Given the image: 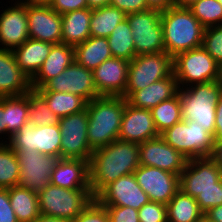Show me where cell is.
<instances>
[{"label":"cell","mask_w":222,"mask_h":222,"mask_svg":"<svg viewBox=\"0 0 222 222\" xmlns=\"http://www.w3.org/2000/svg\"><path fill=\"white\" fill-rule=\"evenodd\" d=\"M140 166L139 144L116 139L92 152L89 161L90 187L95 198L119 177L133 174Z\"/></svg>","instance_id":"obj_1"},{"label":"cell","mask_w":222,"mask_h":222,"mask_svg":"<svg viewBox=\"0 0 222 222\" xmlns=\"http://www.w3.org/2000/svg\"><path fill=\"white\" fill-rule=\"evenodd\" d=\"M126 99L120 96H99L87 102V139L94 151L118 139Z\"/></svg>","instance_id":"obj_2"},{"label":"cell","mask_w":222,"mask_h":222,"mask_svg":"<svg viewBox=\"0 0 222 222\" xmlns=\"http://www.w3.org/2000/svg\"><path fill=\"white\" fill-rule=\"evenodd\" d=\"M165 51L172 58L202 46L205 27L188 8L170 7L161 11Z\"/></svg>","instance_id":"obj_3"},{"label":"cell","mask_w":222,"mask_h":222,"mask_svg":"<svg viewBox=\"0 0 222 222\" xmlns=\"http://www.w3.org/2000/svg\"><path fill=\"white\" fill-rule=\"evenodd\" d=\"M183 121H195L214 136L216 104L222 92L216 81L193 84L178 90Z\"/></svg>","instance_id":"obj_4"},{"label":"cell","mask_w":222,"mask_h":222,"mask_svg":"<svg viewBox=\"0 0 222 222\" xmlns=\"http://www.w3.org/2000/svg\"><path fill=\"white\" fill-rule=\"evenodd\" d=\"M93 198L91 189H66L49 184L38 193L39 212L72 222Z\"/></svg>","instance_id":"obj_5"},{"label":"cell","mask_w":222,"mask_h":222,"mask_svg":"<svg viewBox=\"0 0 222 222\" xmlns=\"http://www.w3.org/2000/svg\"><path fill=\"white\" fill-rule=\"evenodd\" d=\"M164 141L187 159L210 157L214 137L195 121H180L160 134Z\"/></svg>","instance_id":"obj_6"},{"label":"cell","mask_w":222,"mask_h":222,"mask_svg":"<svg viewBox=\"0 0 222 222\" xmlns=\"http://www.w3.org/2000/svg\"><path fill=\"white\" fill-rule=\"evenodd\" d=\"M218 63L201 46L177 54L173 58V73L179 88L216 81Z\"/></svg>","instance_id":"obj_7"},{"label":"cell","mask_w":222,"mask_h":222,"mask_svg":"<svg viewBox=\"0 0 222 222\" xmlns=\"http://www.w3.org/2000/svg\"><path fill=\"white\" fill-rule=\"evenodd\" d=\"M172 73L173 58L166 52L135 56L130 61L124 98L134 91L169 77Z\"/></svg>","instance_id":"obj_8"},{"label":"cell","mask_w":222,"mask_h":222,"mask_svg":"<svg viewBox=\"0 0 222 222\" xmlns=\"http://www.w3.org/2000/svg\"><path fill=\"white\" fill-rule=\"evenodd\" d=\"M126 19L132 30L136 56L166 52L161 11L149 9L144 12L130 13L126 15Z\"/></svg>","instance_id":"obj_9"},{"label":"cell","mask_w":222,"mask_h":222,"mask_svg":"<svg viewBox=\"0 0 222 222\" xmlns=\"http://www.w3.org/2000/svg\"><path fill=\"white\" fill-rule=\"evenodd\" d=\"M19 162L18 186L39 193L51 184V173L60 159L36 150L13 149Z\"/></svg>","instance_id":"obj_10"},{"label":"cell","mask_w":222,"mask_h":222,"mask_svg":"<svg viewBox=\"0 0 222 222\" xmlns=\"http://www.w3.org/2000/svg\"><path fill=\"white\" fill-rule=\"evenodd\" d=\"M61 138L59 124L35 126L28 121L10 138L8 145L12 149L36 150L61 158Z\"/></svg>","instance_id":"obj_11"},{"label":"cell","mask_w":222,"mask_h":222,"mask_svg":"<svg viewBox=\"0 0 222 222\" xmlns=\"http://www.w3.org/2000/svg\"><path fill=\"white\" fill-rule=\"evenodd\" d=\"M61 158L90 161L93 150L87 139L88 111L87 109L60 118Z\"/></svg>","instance_id":"obj_12"},{"label":"cell","mask_w":222,"mask_h":222,"mask_svg":"<svg viewBox=\"0 0 222 222\" xmlns=\"http://www.w3.org/2000/svg\"><path fill=\"white\" fill-rule=\"evenodd\" d=\"M222 179V171L210 157L188 159L179 175L180 190L193 198L208 189H214Z\"/></svg>","instance_id":"obj_13"},{"label":"cell","mask_w":222,"mask_h":222,"mask_svg":"<svg viewBox=\"0 0 222 222\" xmlns=\"http://www.w3.org/2000/svg\"><path fill=\"white\" fill-rule=\"evenodd\" d=\"M35 91L69 92L81 96L87 102L100 96L96 89L93 72L75 61Z\"/></svg>","instance_id":"obj_14"},{"label":"cell","mask_w":222,"mask_h":222,"mask_svg":"<svg viewBox=\"0 0 222 222\" xmlns=\"http://www.w3.org/2000/svg\"><path fill=\"white\" fill-rule=\"evenodd\" d=\"M133 174L150 201L167 205L180 190L179 175L160 168L140 165Z\"/></svg>","instance_id":"obj_15"},{"label":"cell","mask_w":222,"mask_h":222,"mask_svg":"<svg viewBox=\"0 0 222 222\" xmlns=\"http://www.w3.org/2000/svg\"><path fill=\"white\" fill-rule=\"evenodd\" d=\"M187 162V157L168 145L160 135L139 144L140 165L180 175Z\"/></svg>","instance_id":"obj_16"},{"label":"cell","mask_w":222,"mask_h":222,"mask_svg":"<svg viewBox=\"0 0 222 222\" xmlns=\"http://www.w3.org/2000/svg\"><path fill=\"white\" fill-rule=\"evenodd\" d=\"M95 198L104 206H128L136 210L150 201L149 196L137 183L134 174L119 177L107 185Z\"/></svg>","instance_id":"obj_17"},{"label":"cell","mask_w":222,"mask_h":222,"mask_svg":"<svg viewBox=\"0 0 222 222\" xmlns=\"http://www.w3.org/2000/svg\"><path fill=\"white\" fill-rule=\"evenodd\" d=\"M29 38L51 44L62 43V17L49 5L26 3Z\"/></svg>","instance_id":"obj_18"},{"label":"cell","mask_w":222,"mask_h":222,"mask_svg":"<svg viewBox=\"0 0 222 222\" xmlns=\"http://www.w3.org/2000/svg\"><path fill=\"white\" fill-rule=\"evenodd\" d=\"M14 3L0 12L1 49L13 50L29 38L26 3L21 0Z\"/></svg>","instance_id":"obj_19"},{"label":"cell","mask_w":222,"mask_h":222,"mask_svg":"<svg viewBox=\"0 0 222 222\" xmlns=\"http://www.w3.org/2000/svg\"><path fill=\"white\" fill-rule=\"evenodd\" d=\"M130 62L111 57L94 69L93 77L100 96L124 97Z\"/></svg>","instance_id":"obj_20"},{"label":"cell","mask_w":222,"mask_h":222,"mask_svg":"<svg viewBox=\"0 0 222 222\" xmlns=\"http://www.w3.org/2000/svg\"><path fill=\"white\" fill-rule=\"evenodd\" d=\"M157 136L151 111L133 107L126 101L118 139L140 144Z\"/></svg>","instance_id":"obj_21"},{"label":"cell","mask_w":222,"mask_h":222,"mask_svg":"<svg viewBox=\"0 0 222 222\" xmlns=\"http://www.w3.org/2000/svg\"><path fill=\"white\" fill-rule=\"evenodd\" d=\"M31 90V79L19 68L12 50L0 48V97L24 95Z\"/></svg>","instance_id":"obj_22"},{"label":"cell","mask_w":222,"mask_h":222,"mask_svg":"<svg viewBox=\"0 0 222 222\" xmlns=\"http://www.w3.org/2000/svg\"><path fill=\"white\" fill-rule=\"evenodd\" d=\"M51 184L66 189H91L89 161L62 159L51 173Z\"/></svg>","instance_id":"obj_23"},{"label":"cell","mask_w":222,"mask_h":222,"mask_svg":"<svg viewBox=\"0 0 222 222\" xmlns=\"http://www.w3.org/2000/svg\"><path fill=\"white\" fill-rule=\"evenodd\" d=\"M179 87L174 73L156 81L142 90L132 92L126 101L133 107L151 110L160 102L171 99L178 93Z\"/></svg>","instance_id":"obj_24"},{"label":"cell","mask_w":222,"mask_h":222,"mask_svg":"<svg viewBox=\"0 0 222 222\" xmlns=\"http://www.w3.org/2000/svg\"><path fill=\"white\" fill-rule=\"evenodd\" d=\"M74 61L73 46L65 43L53 44L42 67L31 79L32 90L42 88L50 79L59 75Z\"/></svg>","instance_id":"obj_25"},{"label":"cell","mask_w":222,"mask_h":222,"mask_svg":"<svg viewBox=\"0 0 222 222\" xmlns=\"http://www.w3.org/2000/svg\"><path fill=\"white\" fill-rule=\"evenodd\" d=\"M53 44L28 38L12 50L19 68L32 79L42 67Z\"/></svg>","instance_id":"obj_26"},{"label":"cell","mask_w":222,"mask_h":222,"mask_svg":"<svg viewBox=\"0 0 222 222\" xmlns=\"http://www.w3.org/2000/svg\"><path fill=\"white\" fill-rule=\"evenodd\" d=\"M91 16L92 9L89 8L62 14V43L75 47L88 39Z\"/></svg>","instance_id":"obj_27"},{"label":"cell","mask_w":222,"mask_h":222,"mask_svg":"<svg viewBox=\"0 0 222 222\" xmlns=\"http://www.w3.org/2000/svg\"><path fill=\"white\" fill-rule=\"evenodd\" d=\"M111 57L113 55L107 37L90 36L74 47L75 62L91 71Z\"/></svg>","instance_id":"obj_28"},{"label":"cell","mask_w":222,"mask_h":222,"mask_svg":"<svg viewBox=\"0 0 222 222\" xmlns=\"http://www.w3.org/2000/svg\"><path fill=\"white\" fill-rule=\"evenodd\" d=\"M8 194L18 222H34L39 217L38 193L16 185L8 188Z\"/></svg>","instance_id":"obj_29"},{"label":"cell","mask_w":222,"mask_h":222,"mask_svg":"<svg viewBox=\"0 0 222 222\" xmlns=\"http://www.w3.org/2000/svg\"><path fill=\"white\" fill-rule=\"evenodd\" d=\"M168 222H201L204 212L195 198L179 190L166 205Z\"/></svg>","instance_id":"obj_30"},{"label":"cell","mask_w":222,"mask_h":222,"mask_svg":"<svg viewBox=\"0 0 222 222\" xmlns=\"http://www.w3.org/2000/svg\"><path fill=\"white\" fill-rule=\"evenodd\" d=\"M28 92L24 95L5 97L6 138L0 144H8L10 138L28 122L29 115ZM5 140V141H4ZM4 141V142H3Z\"/></svg>","instance_id":"obj_31"},{"label":"cell","mask_w":222,"mask_h":222,"mask_svg":"<svg viewBox=\"0 0 222 222\" xmlns=\"http://www.w3.org/2000/svg\"><path fill=\"white\" fill-rule=\"evenodd\" d=\"M47 103L48 108L59 118L86 109L87 101L69 92L36 91Z\"/></svg>","instance_id":"obj_32"},{"label":"cell","mask_w":222,"mask_h":222,"mask_svg":"<svg viewBox=\"0 0 222 222\" xmlns=\"http://www.w3.org/2000/svg\"><path fill=\"white\" fill-rule=\"evenodd\" d=\"M124 19H126V14L110 5L92 9L90 35L92 37H108Z\"/></svg>","instance_id":"obj_33"},{"label":"cell","mask_w":222,"mask_h":222,"mask_svg":"<svg viewBox=\"0 0 222 222\" xmlns=\"http://www.w3.org/2000/svg\"><path fill=\"white\" fill-rule=\"evenodd\" d=\"M107 40L113 57L130 62L136 56L132 30L127 19L116 26Z\"/></svg>","instance_id":"obj_34"},{"label":"cell","mask_w":222,"mask_h":222,"mask_svg":"<svg viewBox=\"0 0 222 222\" xmlns=\"http://www.w3.org/2000/svg\"><path fill=\"white\" fill-rule=\"evenodd\" d=\"M150 111L160 135L166 129L183 120L179 92L171 99L160 102Z\"/></svg>","instance_id":"obj_35"},{"label":"cell","mask_w":222,"mask_h":222,"mask_svg":"<svg viewBox=\"0 0 222 222\" xmlns=\"http://www.w3.org/2000/svg\"><path fill=\"white\" fill-rule=\"evenodd\" d=\"M19 162L15 151L8 144H0V188L18 185Z\"/></svg>","instance_id":"obj_36"},{"label":"cell","mask_w":222,"mask_h":222,"mask_svg":"<svg viewBox=\"0 0 222 222\" xmlns=\"http://www.w3.org/2000/svg\"><path fill=\"white\" fill-rule=\"evenodd\" d=\"M29 115L28 121L35 126H52L59 124L60 118L47 106L46 101L35 91L28 92Z\"/></svg>","instance_id":"obj_37"},{"label":"cell","mask_w":222,"mask_h":222,"mask_svg":"<svg viewBox=\"0 0 222 222\" xmlns=\"http://www.w3.org/2000/svg\"><path fill=\"white\" fill-rule=\"evenodd\" d=\"M188 9L205 28L222 24V5L218 0H198Z\"/></svg>","instance_id":"obj_38"},{"label":"cell","mask_w":222,"mask_h":222,"mask_svg":"<svg viewBox=\"0 0 222 222\" xmlns=\"http://www.w3.org/2000/svg\"><path fill=\"white\" fill-rule=\"evenodd\" d=\"M202 47L218 64L222 62V24L205 28Z\"/></svg>","instance_id":"obj_39"},{"label":"cell","mask_w":222,"mask_h":222,"mask_svg":"<svg viewBox=\"0 0 222 222\" xmlns=\"http://www.w3.org/2000/svg\"><path fill=\"white\" fill-rule=\"evenodd\" d=\"M138 217L140 222H168L167 206L149 201L138 210Z\"/></svg>","instance_id":"obj_40"},{"label":"cell","mask_w":222,"mask_h":222,"mask_svg":"<svg viewBox=\"0 0 222 222\" xmlns=\"http://www.w3.org/2000/svg\"><path fill=\"white\" fill-rule=\"evenodd\" d=\"M72 222H110L108 212L96 198Z\"/></svg>","instance_id":"obj_41"},{"label":"cell","mask_w":222,"mask_h":222,"mask_svg":"<svg viewBox=\"0 0 222 222\" xmlns=\"http://www.w3.org/2000/svg\"><path fill=\"white\" fill-rule=\"evenodd\" d=\"M195 199L204 213L212 207L222 205V179L216 183L214 189L199 193Z\"/></svg>","instance_id":"obj_42"},{"label":"cell","mask_w":222,"mask_h":222,"mask_svg":"<svg viewBox=\"0 0 222 222\" xmlns=\"http://www.w3.org/2000/svg\"><path fill=\"white\" fill-rule=\"evenodd\" d=\"M110 222H140L138 210L124 206H105Z\"/></svg>","instance_id":"obj_43"},{"label":"cell","mask_w":222,"mask_h":222,"mask_svg":"<svg viewBox=\"0 0 222 222\" xmlns=\"http://www.w3.org/2000/svg\"><path fill=\"white\" fill-rule=\"evenodd\" d=\"M109 5L118 8L126 15L149 10L145 0H110Z\"/></svg>","instance_id":"obj_44"},{"label":"cell","mask_w":222,"mask_h":222,"mask_svg":"<svg viewBox=\"0 0 222 222\" xmlns=\"http://www.w3.org/2000/svg\"><path fill=\"white\" fill-rule=\"evenodd\" d=\"M0 222H18L10 204L8 188H0Z\"/></svg>","instance_id":"obj_45"},{"label":"cell","mask_w":222,"mask_h":222,"mask_svg":"<svg viewBox=\"0 0 222 222\" xmlns=\"http://www.w3.org/2000/svg\"><path fill=\"white\" fill-rule=\"evenodd\" d=\"M49 6L61 15L75 10L88 8L87 0H52Z\"/></svg>","instance_id":"obj_46"},{"label":"cell","mask_w":222,"mask_h":222,"mask_svg":"<svg viewBox=\"0 0 222 222\" xmlns=\"http://www.w3.org/2000/svg\"><path fill=\"white\" fill-rule=\"evenodd\" d=\"M214 141H222V92L216 104Z\"/></svg>","instance_id":"obj_47"},{"label":"cell","mask_w":222,"mask_h":222,"mask_svg":"<svg viewBox=\"0 0 222 222\" xmlns=\"http://www.w3.org/2000/svg\"><path fill=\"white\" fill-rule=\"evenodd\" d=\"M149 9L165 11L174 6V0H145Z\"/></svg>","instance_id":"obj_48"},{"label":"cell","mask_w":222,"mask_h":222,"mask_svg":"<svg viewBox=\"0 0 222 222\" xmlns=\"http://www.w3.org/2000/svg\"><path fill=\"white\" fill-rule=\"evenodd\" d=\"M204 220L207 222H222V205L212 207L205 212Z\"/></svg>","instance_id":"obj_49"},{"label":"cell","mask_w":222,"mask_h":222,"mask_svg":"<svg viewBox=\"0 0 222 222\" xmlns=\"http://www.w3.org/2000/svg\"><path fill=\"white\" fill-rule=\"evenodd\" d=\"M210 158L222 171V141L214 142V149L212 151Z\"/></svg>","instance_id":"obj_50"},{"label":"cell","mask_w":222,"mask_h":222,"mask_svg":"<svg viewBox=\"0 0 222 222\" xmlns=\"http://www.w3.org/2000/svg\"><path fill=\"white\" fill-rule=\"evenodd\" d=\"M6 134L5 97H0V135Z\"/></svg>","instance_id":"obj_51"},{"label":"cell","mask_w":222,"mask_h":222,"mask_svg":"<svg viewBox=\"0 0 222 222\" xmlns=\"http://www.w3.org/2000/svg\"><path fill=\"white\" fill-rule=\"evenodd\" d=\"M110 0H87L89 9H97L100 7L109 6Z\"/></svg>","instance_id":"obj_52"},{"label":"cell","mask_w":222,"mask_h":222,"mask_svg":"<svg viewBox=\"0 0 222 222\" xmlns=\"http://www.w3.org/2000/svg\"><path fill=\"white\" fill-rule=\"evenodd\" d=\"M34 222H71V221L40 214L39 217Z\"/></svg>","instance_id":"obj_53"},{"label":"cell","mask_w":222,"mask_h":222,"mask_svg":"<svg viewBox=\"0 0 222 222\" xmlns=\"http://www.w3.org/2000/svg\"><path fill=\"white\" fill-rule=\"evenodd\" d=\"M198 0H174V6L178 8H188Z\"/></svg>","instance_id":"obj_54"},{"label":"cell","mask_w":222,"mask_h":222,"mask_svg":"<svg viewBox=\"0 0 222 222\" xmlns=\"http://www.w3.org/2000/svg\"><path fill=\"white\" fill-rule=\"evenodd\" d=\"M31 5H50L52 0H21Z\"/></svg>","instance_id":"obj_55"},{"label":"cell","mask_w":222,"mask_h":222,"mask_svg":"<svg viewBox=\"0 0 222 222\" xmlns=\"http://www.w3.org/2000/svg\"><path fill=\"white\" fill-rule=\"evenodd\" d=\"M216 83L222 89V62L218 64Z\"/></svg>","instance_id":"obj_56"}]
</instances>
